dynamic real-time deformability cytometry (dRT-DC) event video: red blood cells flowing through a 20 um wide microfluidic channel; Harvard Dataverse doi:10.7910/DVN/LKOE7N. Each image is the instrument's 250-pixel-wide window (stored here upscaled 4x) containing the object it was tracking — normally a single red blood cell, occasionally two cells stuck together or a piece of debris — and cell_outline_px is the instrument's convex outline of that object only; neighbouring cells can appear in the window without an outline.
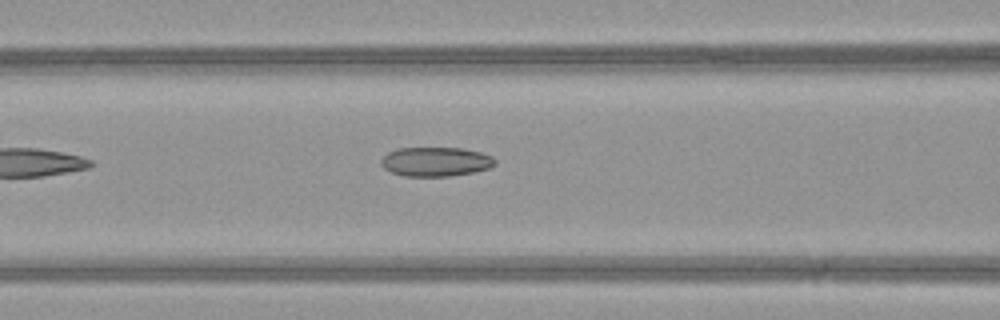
{"species": "common noctule bat (a hibernating species)", "species_latin": "Nyctalus noctula", "temperature_condition": "warm", "stored_images_in_passage": 15, "camera_frame_rate_fps": 3000, "um_per_image_px": 0.085, "animal": {"sex": "female", "body_mass_g": 21.9}, "frame": {"image": 1, "passage_image": 5, "time_ms": 1.333, "image_size_px": [1000, 320], "cell_outline_px": [[496, 164], [488, 168], [472, 172], [448, 176], [404, 176], [392, 172], [384, 168], [380, 164], [380, 160], [388, 152], [396, 148], [460, 148], [480, 152], [492, 156], [496, 160]], "centroid_in_image_um": [37.01, 13.74], "position_along_channel_um": 129.6, "area_um2": 19.36}}
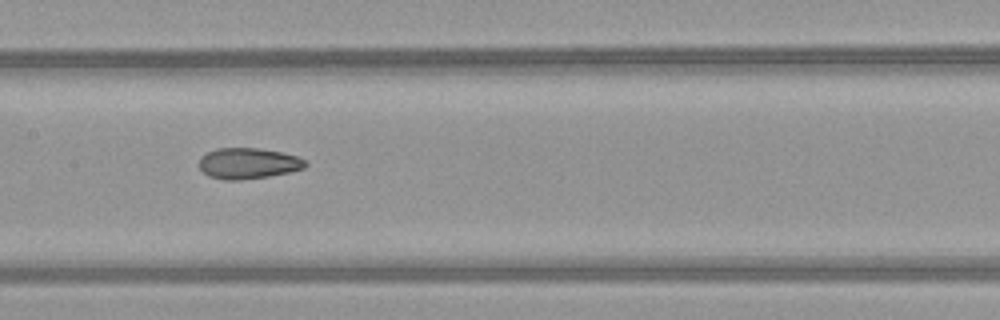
{"frame": {"image": 2, "passage_image": 9, "time_ms": 2.667, "image_size_px": [1000, 320], "cell_outline_px": [[308, 164], [304, 168], [288, 172], [268, 176], [240, 180], [224, 180], [208, 176], [200, 168], [200, 156], [216, 148], [260, 148], [280, 152], [296, 156], [304, 160]], "centroid_in_image_um": [21.07, 13.88], "position_along_channel_um": 186.3, "area_um2": 19.02}}